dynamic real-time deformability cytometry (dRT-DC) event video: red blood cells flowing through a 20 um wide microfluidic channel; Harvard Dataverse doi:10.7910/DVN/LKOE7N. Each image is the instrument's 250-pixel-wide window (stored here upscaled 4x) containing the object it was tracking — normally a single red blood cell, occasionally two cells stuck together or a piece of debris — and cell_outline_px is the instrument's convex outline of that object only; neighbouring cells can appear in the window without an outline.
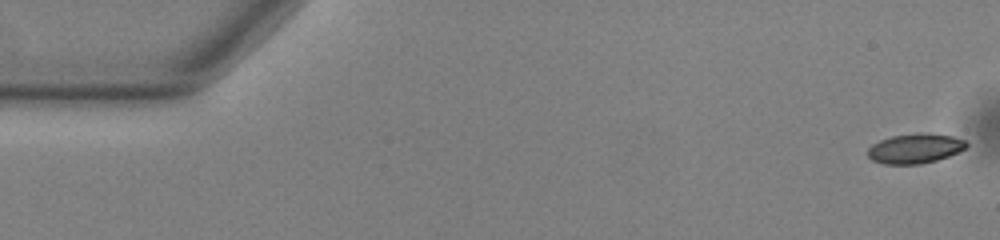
{"species": "common noctule bat (a hibernating species)", "species_latin": "Nyctalus noctula", "temperature_condition": "warm", "stored_images_in_passage": 53, "camera_frame_rate_fps": 3000, "um_per_image_px": 0.085, "animal": {"sex": "male", "body_mass_g": 13.0, "forearm_length_mm": 53.1}, "frame": {"image": 1, "passage_image": 1, "time_ms": 0.0, "image_size_px": [1000, 240], "cell_outline_px": [[968, 144], [964, 148], [948, 156], [936, 160], [920, 164], [884, 164], [872, 160], [868, 156], [868, 148], [872, 144], [880, 140], [892, 136], [920, 132], [928, 132], [952, 136], [964, 140]], "centroid_in_image_um": [77.75, 12.61], "position_along_channel_um": 7.2, "area_um2": 17.05}}
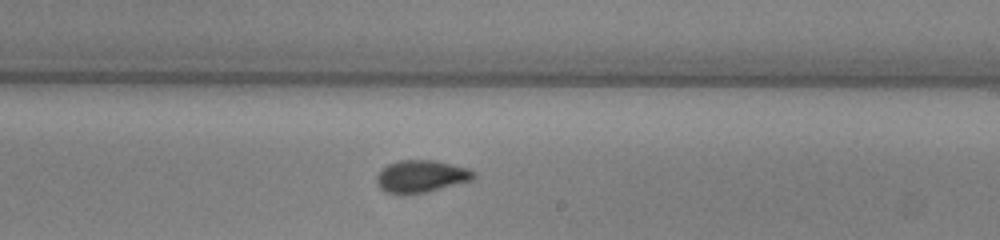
{"frame": {"image": 2, "passage_image": 31, "time_ms": 10.0, "image_size_px": [1000, 240], "cell_outline_px": [[476, 176], [472, 180], [424, 192], [400, 196], [384, 192], [376, 184], [376, 176], [388, 164], [396, 160], [436, 160], [468, 168], [476, 172]], "centroid_in_image_um": [35.76, 15.0], "position_along_channel_um": 253.2, "area_um2": 18.5}}
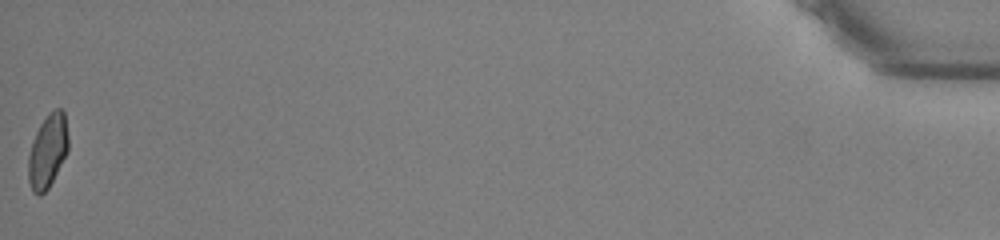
{"frame": {"image": 3, "passage_image": 53, "time_ms": 17.333, "image_size_px": [1000, 240], "cell_outline_px": [[68, 152], [48, 188], [40, 196], [36, 196], [32, 192], [28, 180], [28, 156], [36, 132], [40, 124], [48, 112], [56, 108], [60, 108], [64, 112], [68, 136]], "centroid_in_image_um": [4.05, 12.85], "position_along_channel_um": 431.2, "area_um2": 17.22}, "authors_computed_cell_mechanics": {"area_um2": 17.7446, "velocity_mm_per_s": 3.8742, "shape_relaxation_time_tau1_ms": 5.6218, "shape_relaxation_time_tau2_ms": 1.027, "deformation_change_tau1": 0.139, "deformation_change_tau2": 0.0583}}